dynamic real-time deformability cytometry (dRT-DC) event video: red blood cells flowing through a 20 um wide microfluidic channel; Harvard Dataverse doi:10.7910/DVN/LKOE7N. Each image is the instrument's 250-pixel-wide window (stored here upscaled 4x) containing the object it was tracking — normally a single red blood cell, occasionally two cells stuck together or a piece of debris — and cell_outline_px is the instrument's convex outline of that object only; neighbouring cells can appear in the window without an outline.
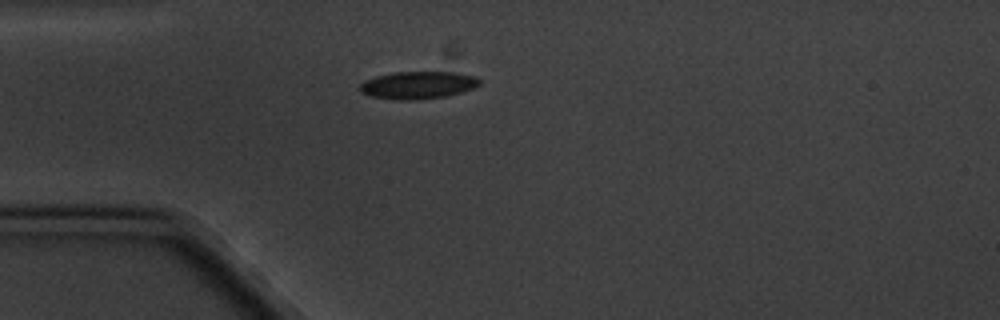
{"species": "common noctule bat (a hibernating species)", "species_latin": "Nyctalus noctula", "temperature_condition": "cold", "stored_images_in_passage": 1, "camera_frame_rate_fps": 3000, "um_per_image_px": 0.085, "animal": {"sex": "male", "body_mass_g": 20.1, "forearm_length_mm": 53.5}, "frame": {"image": 1, "passage_image": 1, "time_ms": 0.0, "image_size_px": [1000, 320], "cell_outline_px": [[480, 84], [476, 88], [444, 96], [412, 100], [396, 100], [368, 96], [360, 92], [360, 84], [364, 80], [376, 76], [396, 72], [456, 72], [476, 76], [480, 80]], "centroid_in_image_um": [35.51, 7.23], "position_along_channel_um": 49.5, "area_um2": 19.25}}